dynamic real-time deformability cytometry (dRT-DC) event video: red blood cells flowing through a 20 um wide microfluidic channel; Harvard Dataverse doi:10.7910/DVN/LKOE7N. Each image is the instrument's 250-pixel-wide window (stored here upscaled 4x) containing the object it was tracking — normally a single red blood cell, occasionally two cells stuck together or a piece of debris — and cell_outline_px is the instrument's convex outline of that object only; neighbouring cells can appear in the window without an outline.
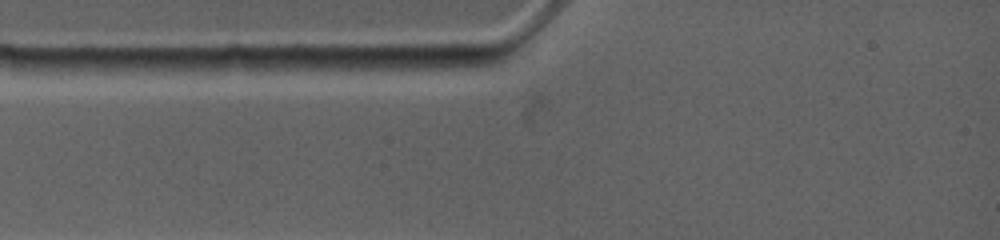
{"species": "common noctule bat (a hibernating species)", "species_latin": "Nyctalus noctula", "temperature_condition": "warm", "stored_images_in_passage": 2, "camera_frame_rate_fps": 4500, "um_per_image_px": 0.085, "animal": {"sex": "female", "body_mass_g": 19.0, "forearm_length_mm": 53.3}, "frame": {"image": 1, "passage_image": 1, "time_ms": 0.0, "image_size_px": [1000, 240], "cell_outline_px": [[500, 60], [492, 64], [456, 68], [360, 68], [372, 60], [380, 56], [488, 56]], "centroid_in_image_um": [36.48, 5.26], "position_along_channel_um": 48.5, "area_um2": 10.29}}